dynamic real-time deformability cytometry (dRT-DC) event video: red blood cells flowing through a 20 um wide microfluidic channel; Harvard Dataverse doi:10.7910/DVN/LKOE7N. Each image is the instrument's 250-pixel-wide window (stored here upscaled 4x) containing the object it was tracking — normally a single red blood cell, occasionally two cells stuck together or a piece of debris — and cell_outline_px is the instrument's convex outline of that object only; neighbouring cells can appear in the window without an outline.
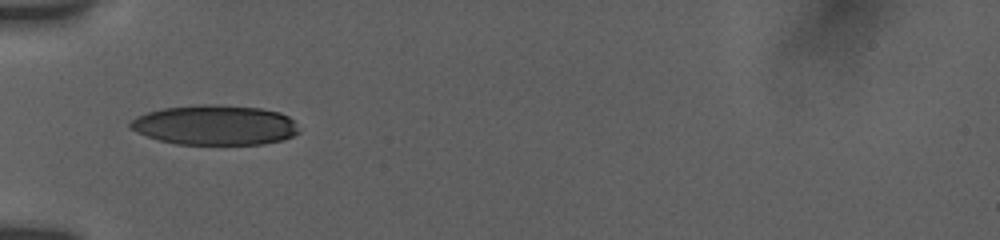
{"species": "human", "species_latin": "Homo sapiens", "temperature_condition": "room temperature", "stored_images_in_passage": 18, "camera_frame_rate_fps": 3000, "um_per_image_px": 0.085, "donor": {"sex": "female"}, "frame": {"image": 1, "passage_image": 1, "time_ms": 0.0, "image_size_px": [1000, 240], "cell_outline_px": [[300, 132], [284, 140], [264, 144], [176, 144], [160, 140], [136, 132], [128, 128], [128, 124], [136, 116], [148, 112], [164, 108], [204, 104], [216, 104], [260, 108], [280, 112], [288, 116], [292, 120]], "centroid_in_image_um": [18.27, 10.63], "position_along_channel_um": 66.7, "area_um2": 39.25}}
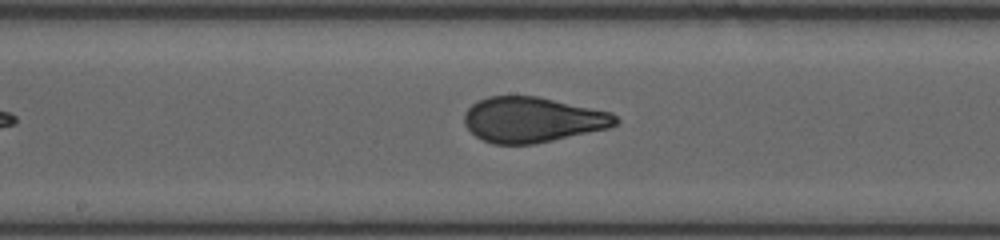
{"frame": {"image": 2, "passage_image": 11, "time_ms": 3.667, "image_size_px": [1000, 240], "cell_outline_px": [[620, 120], [616, 124], [608, 128], [536, 144], [492, 144], [476, 136], [464, 124], [464, 112], [472, 104], [488, 96], [536, 96], [612, 112]], "centroid_in_image_um": [45.26, 10.18], "position_along_channel_um": 202.9, "area_um2": 39.88}}
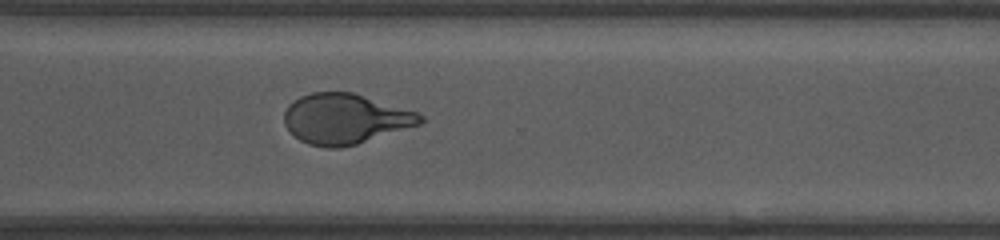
{"frame": {"image": 3, "passage_image": 18, "time_ms": 7.333, "image_size_px": [1000, 240], "cell_outline_px": [[424, 120], [420, 124], [356, 144], [340, 148], [328, 148], [308, 144], [300, 140], [284, 124], [284, 112], [288, 104], [300, 96], [312, 92], [352, 92], [416, 112], [424, 116]], "centroid_in_image_um": [29.31, 10.1], "position_along_channel_um": 341.3, "area_um2": 39.48}}